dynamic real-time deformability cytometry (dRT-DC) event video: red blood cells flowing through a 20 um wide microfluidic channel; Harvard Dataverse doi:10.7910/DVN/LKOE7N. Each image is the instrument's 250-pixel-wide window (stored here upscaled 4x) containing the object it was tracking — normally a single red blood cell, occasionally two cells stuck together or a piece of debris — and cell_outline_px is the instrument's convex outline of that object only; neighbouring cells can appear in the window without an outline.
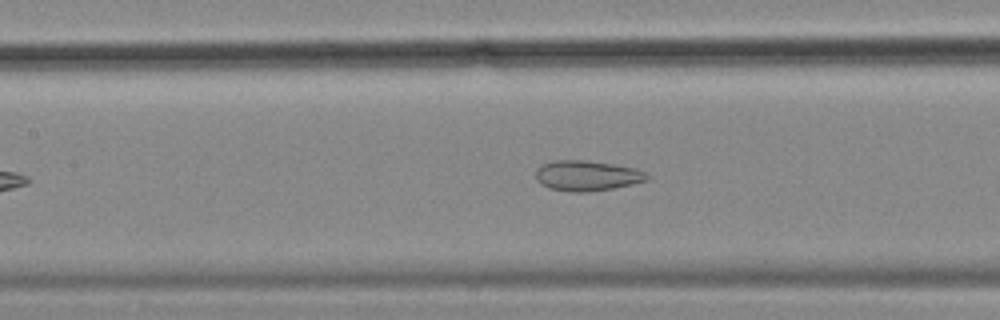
{"species": "common noctule bat (a hibernating species)", "species_latin": "Nyctalus noctula", "temperature_condition": "cold", "stored_images_in_passage": 49, "camera_frame_rate_fps": 3000, "um_per_image_px": 0.085, "animal": {"sex": "female", "body_mass_g": 18.4}, "frame": {"image": 1, "passage_image": 18, "time_ms": 5.667, "image_size_px": [1000, 320], "cell_outline_px": [[652, 176], [648, 180], [632, 184], [612, 188], [588, 192], [572, 192], [548, 188], [540, 184], [536, 180], [536, 168], [544, 164], [556, 160], [588, 160], [636, 168]], "centroid_in_image_um": [49.9, 14.93], "position_along_channel_um": 157.5, "area_um2": 19.77}}
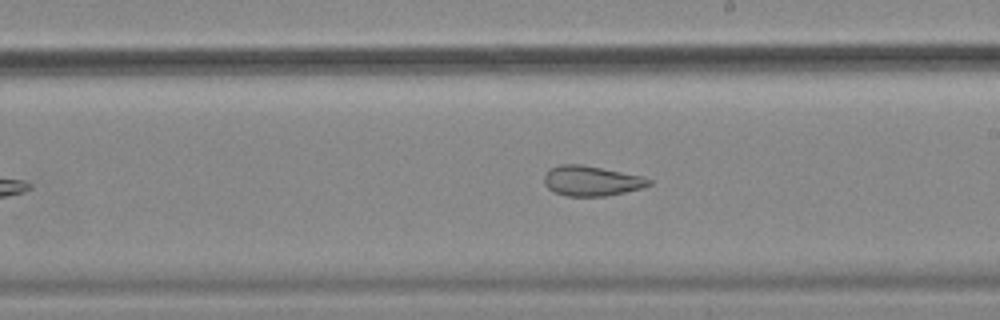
{"frame": {"image": 2, "passage_image": 25, "time_ms": 8.0, "image_size_px": [1000, 320], "cell_outline_px": [[652, 184], [644, 188], [608, 196], [568, 196], [556, 192], [548, 188], [544, 184], [544, 176], [552, 168], [560, 164], [584, 164], [644, 176], [652, 180]], "centroid_in_image_um": [50.34, 15.37], "position_along_channel_um": 238.7, "area_um2": 18.55}}
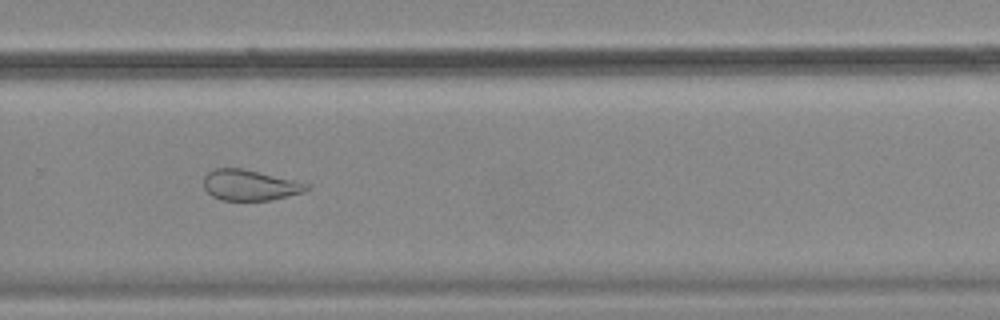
{"frame": {"image": 3, "passage_image": 31, "time_ms": 10.0, "image_size_px": [1000, 320], "cell_outline_px": [[312, 188], [304, 192], [272, 200], [220, 200], [212, 196], [204, 188], [204, 176], [208, 172], [216, 168], [244, 168], [312, 184]], "centroid_in_image_um": [21.28, 15.73], "position_along_channel_um": 308.5, "area_um2": 18.67}, "authors_computed_cell_mechanics": {"area_um2": 23.5824, "velocity_mm_per_s": 3.5025, "shape_relaxation_time_tau1_ms": null, "shape_relaxation_time_tau2_ms": 2.5705, "deformation_change_tau1": null, "deformation_change_tau2": 0.1008}}